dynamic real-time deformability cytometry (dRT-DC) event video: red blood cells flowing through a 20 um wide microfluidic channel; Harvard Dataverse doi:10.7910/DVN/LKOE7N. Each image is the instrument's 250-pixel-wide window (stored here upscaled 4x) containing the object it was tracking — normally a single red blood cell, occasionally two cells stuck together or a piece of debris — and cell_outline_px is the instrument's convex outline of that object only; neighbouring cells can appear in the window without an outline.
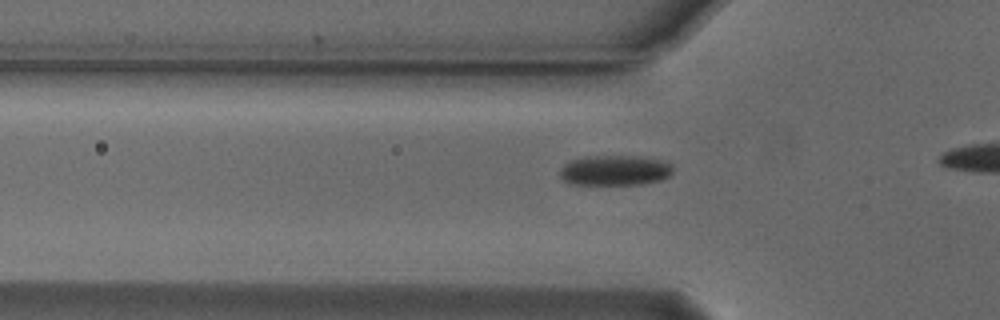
{"species": "Egyptian fruit bat (a non-hibernating species)", "species_latin": "Rousettus aegyptiacus", "temperature_condition": "cold", "stored_images_in_passage": 15, "camera_frame_rate_fps": 3000, "um_per_image_px": 0.085, "animal": {"sex": "male"}, "frame": {"image": 1, "passage_image": 9, "time_ms": 2.667, "image_size_px": [1000, 320], "cell_outline_px": [[672, 172], [668, 176], [660, 180], [644, 184], [568, 184], [560, 176], [560, 168], [564, 164], [572, 160], [588, 156], [640, 156], [660, 160], [672, 164]], "centroid_in_image_um": [52.25, 14.48], "position_along_channel_um": 73.5, "area_um2": 19.88}}
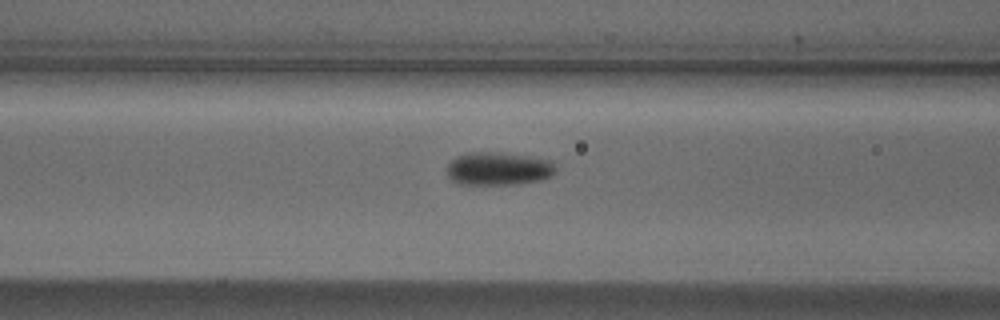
{"frame": {"image": 2, "passage_image": 13, "time_ms": 4.0, "image_size_px": [1000, 320], "cell_outline_px": [[556, 172], [552, 176], [544, 180], [516, 184], [460, 184], [452, 180], [448, 176], [448, 164], [456, 156], [468, 152], [496, 152], [528, 156], [548, 160], [556, 168]], "centroid_in_image_um": [42.37, 14.34], "position_along_channel_um": 124.2, "area_um2": 20.98}}